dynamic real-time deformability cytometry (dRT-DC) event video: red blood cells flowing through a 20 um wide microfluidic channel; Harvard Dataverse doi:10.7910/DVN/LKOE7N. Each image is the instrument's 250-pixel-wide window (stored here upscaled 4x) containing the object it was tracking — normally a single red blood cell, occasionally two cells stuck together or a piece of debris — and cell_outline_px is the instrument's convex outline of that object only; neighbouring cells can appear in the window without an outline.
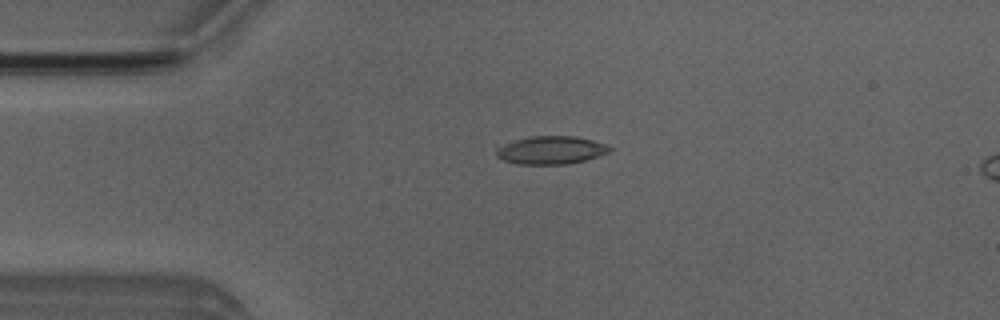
{"species": "Egyptian fruit bat (a non-hibernating species)", "species_latin": "Rousettus aegyptiacus", "temperature_condition": "room temperature", "stored_images_in_passage": 3, "camera_frame_rate_fps": 3000, "um_per_image_px": 0.085, "animal": {"sex": "male"}, "frame": {"image": 1, "passage_image": 1, "time_ms": 0.0, "image_size_px": [1000, 320], "cell_outline_px": [[612, 148], [608, 152], [584, 160], [568, 164], [516, 164], [504, 160], [496, 156], [496, 148], [516, 140], [528, 136], [572, 136], [592, 140], [604, 144]], "centroid_in_image_um": [46.8, 12.76], "position_along_channel_um": 38.2, "area_um2": 18.21}}